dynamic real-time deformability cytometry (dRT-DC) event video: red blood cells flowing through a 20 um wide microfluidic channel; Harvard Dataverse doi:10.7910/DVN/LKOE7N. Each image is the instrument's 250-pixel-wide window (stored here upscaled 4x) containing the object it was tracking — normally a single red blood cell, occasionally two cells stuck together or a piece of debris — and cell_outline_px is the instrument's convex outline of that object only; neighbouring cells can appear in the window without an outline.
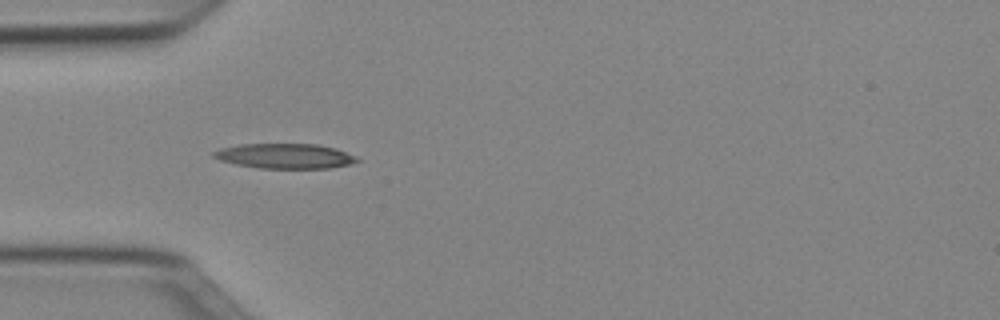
{"species": "Egyptian fruit bat (a non-hibernating species)", "species_latin": "Rousettus aegyptiacus", "temperature_condition": "cold", "stored_images_in_passage": 34, "camera_frame_rate_fps": 3000, "um_per_image_px": 0.085, "animal": {"sex": "female"}, "frame": {"image": 1, "passage_image": 1, "time_ms": 0.0, "image_size_px": [1000, 320], "cell_outline_px": [[360, 160], [352, 164], [328, 168], [260, 168], [236, 164], [220, 160], [212, 156], [212, 152], [220, 148], [240, 144], [316, 144], [336, 148], [356, 156]], "centroid_in_image_um": [24.23, 13.26], "position_along_channel_um": 60.8, "area_um2": 20.87}}
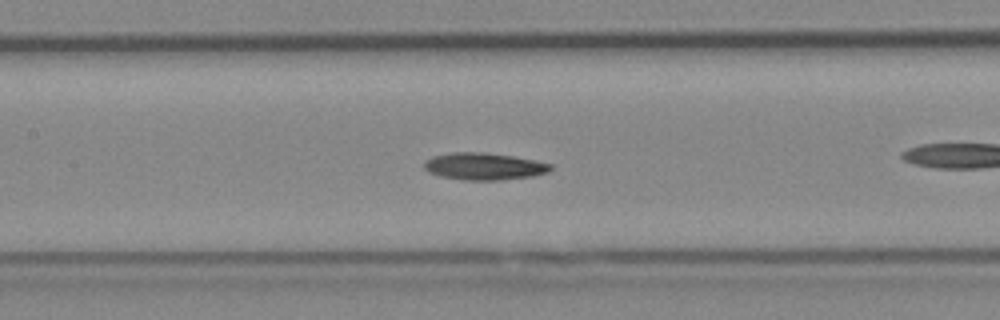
{"frame": {"image": 2, "passage_image": 6, "time_ms": 1.667, "image_size_px": [1000, 320], "cell_outline_px": [[552, 168], [548, 172], [532, 176], [500, 180], [464, 180], [440, 176], [428, 172], [424, 168], [424, 160], [432, 156], [452, 152], [480, 152], [512, 156], [552, 164]], "centroid_in_image_um": [41.09, 14.14], "position_along_channel_um": 166.3, "area_um2": 19.88}}
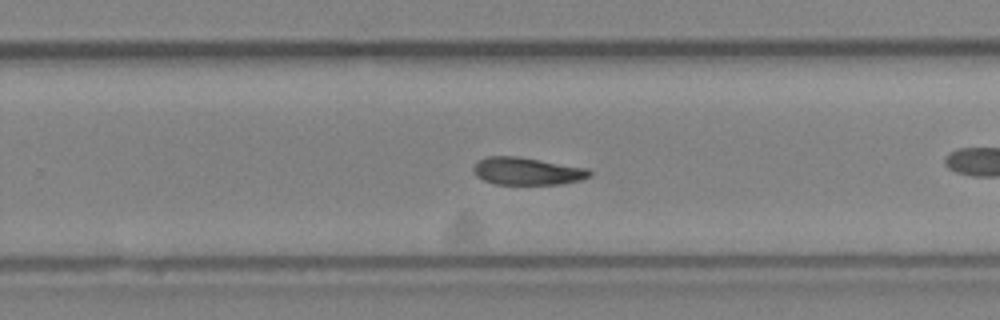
{"frame": {"image": 3, "passage_image": 15, "time_ms": 4.667, "image_size_px": [1000, 320], "cell_outline_px": [[592, 176], [580, 180], [560, 184], [496, 184], [484, 180], [476, 176], [472, 172], [472, 168], [476, 160], [488, 156], [516, 156], [588, 168], [592, 172]], "centroid_in_image_um": [44.77, 14.54], "position_along_channel_um": 285.0, "area_um2": 18.73}, "authors_computed_cell_mechanics": {"area_um2": 18.9006, "velocity_mm_per_s": 3.9728, "shape_relaxation_time_tau1_ms": 4.5829, "shape_relaxation_time_tau2_ms": 4.2101, "deformation_change_tau1": 0.1087, "deformation_change_tau2": 0.1027}}